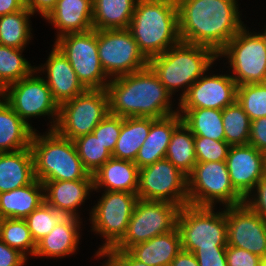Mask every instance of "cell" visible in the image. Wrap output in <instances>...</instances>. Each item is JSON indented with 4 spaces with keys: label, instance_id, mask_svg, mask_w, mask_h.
Returning a JSON list of instances; mask_svg holds the SVG:
<instances>
[{
    "label": "cell",
    "instance_id": "52a82bcc",
    "mask_svg": "<svg viewBox=\"0 0 266 266\" xmlns=\"http://www.w3.org/2000/svg\"><path fill=\"white\" fill-rule=\"evenodd\" d=\"M244 25L223 47L217 57L228 58L231 77L237 85L263 83L266 78V44L260 32Z\"/></svg>",
    "mask_w": 266,
    "mask_h": 266
},
{
    "label": "cell",
    "instance_id": "9a60e30c",
    "mask_svg": "<svg viewBox=\"0 0 266 266\" xmlns=\"http://www.w3.org/2000/svg\"><path fill=\"white\" fill-rule=\"evenodd\" d=\"M137 196L173 203L181 208L188 204L187 176L164 158L139 169Z\"/></svg>",
    "mask_w": 266,
    "mask_h": 266
},
{
    "label": "cell",
    "instance_id": "7bdbcfd3",
    "mask_svg": "<svg viewBox=\"0 0 266 266\" xmlns=\"http://www.w3.org/2000/svg\"><path fill=\"white\" fill-rule=\"evenodd\" d=\"M245 203L266 221V175L245 198Z\"/></svg>",
    "mask_w": 266,
    "mask_h": 266
},
{
    "label": "cell",
    "instance_id": "681fc988",
    "mask_svg": "<svg viewBox=\"0 0 266 266\" xmlns=\"http://www.w3.org/2000/svg\"><path fill=\"white\" fill-rule=\"evenodd\" d=\"M94 256L98 259L108 257L102 266H127L112 250L98 249Z\"/></svg>",
    "mask_w": 266,
    "mask_h": 266
},
{
    "label": "cell",
    "instance_id": "d4e9b609",
    "mask_svg": "<svg viewBox=\"0 0 266 266\" xmlns=\"http://www.w3.org/2000/svg\"><path fill=\"white\" fill-rule=\"evenodd\" d=\"M182 250L178 228L168 233L138 243L127 251L137 260L150 266H170L172 260Z\"/></svg>",
    "mask_w": 266,
    "mask_h": 266
},
{
    "label": "cell",
    "instance_id": "7402d4cb",
    "mask_svg": "<svg viewBox=\"0 0 266 266\" xmlns=\"http://www.w3.org/2000/svg\"><path fill=\"white\" fill-rule=\"evenodd\" d=\"M81 220L77 217L65 216L48 235L36 244L33 257L61 259V257L76 254L81 237L79 232Z\"/></svg>",
    "mask_w": 266,
    "mask_h": 266
},
{
    "label": "cell",
    "instance_id": "f6af8a7d",
    "mask_svg": "<svg viewBox=\"0 0 266 266\" xmlns=\"http://www.w3.org/2000/svg\"><path fill=\"white\" fill-rule=\"evenodd\" d=\"M193 254L199 266H228L226 249L196 250Z\"/></svg>",
    "mask_w": 266,
    "mask_h": 266
},
{
    "label": "cell",
    "instance_id": "f1b7e54d",
    "mask_svg": "<svg viewBox=\"0 0 266 266\" xmlns=\"http://www.w3.org/2000/svg\"><path fill=\"white\" fill-rule=\"evenodd\" d=\"M137 1L93 0V29H128Z\"/></svg>",
    "mask_w": 266,
    "mask_h": 266
},
{
    "label": "cell",
    "instance_id": "8992f818",
    "mask_svg": "<svg viewBox=\"0 0 266 266\" xmlns=\"http://www.w3.org/2000/svg\"><path fill=\"white\" fill-rule=\"evenodd\" d=\"M215 207L185 205L180 208L177 228L181 246L185 251L226 249L227 221L225 207L215 212Z\"/></svg>",
    "mask_w": 266,
    "mask_h": 266
},
{
    "label": "cell",
    "instance_id": "e0dca14e",
    "mask_svg": "<svg viewBox=\"0 0 266 266\" xmlns=\"http://www.w3.org/2000/svg\"><path fill=\"white\" fill-rule=\"evenodd\" d=\"M208 71L193 83L186 95L179 101L178 108L223 110L226 106L236 102L238 85L230 73L214 74Z\"/></svg>",
    "mask_w": 266,
    "mask_h": 266
},
{
    "label": "cell",
    "instance_id": "4fadbf2b",
    "mask_svg": "<svg viewBox=\"0 0 266 266\" xmlns=\"http://www.w3.org/2000/svg\"><path fill=\"white\" fill-rule=\"evenodd\" d=\"M54 45L67 58L86 89H106L111 80L103 70L97 49V30L70 33L57 38Z\"/></svg>",
    "mask_w": 266,
    "mask_h": 266
},
{
    "label": "cell",
    "instance_id": "7a4b0ae2",
    "mask_svg": "<svg viewBox=\"0 0 266 266\" xmlns=\"http://www.w3.org/2000/svg\"><path fill=\"white\" fill-rule=\"evenodd\" d=\"M106 90L109 113L115 116L158 119L178 112V107L173 110L172 95L149 66L112 78Z\"/></svg>",
    "mask_w": 266,
    "mask_h": 266
},
{
    "label": "cell",
    "instance_id": "b9f144b4",
    "mask_svg": "<svg viewBox=\"0 0 266 266\" xmlns=\"http://www.w3.org/2000/svg\"><path fill=\"white\" fill-rule=\"evenodd\" d=\"M226 258L228 266H259L261 262L258 255L229 245L226 246Z\"/></svg>",
    "mask_w": 266,
    "mask_h": 266
},
{
    "label": "cell",
    "instance_id": "f546056e",
    "mask_svg": "<svg viewBox=\"0 0 266 266\" xmlns=\"http://www.w3.org/2000/svg\"><path fill=\"white\" fill-rule=\"evenodd\" d=\"M182 123L194 136L225 141L222 110L210 108H178Z\"/></svg>",
    "mask_w": 266,
    "mask_h": 266
},
{
    "label": "cell",
    "instance_id": "60d3db41",
    "mask_svg": "<svg viewBox=\"0 0 266 266\" xmlns=\"http://www.w3.org/2000/svg\"><path fill=\"white\" fill-rule=\"evenodd\" d=\"M122 128V117L108 114L93 130V135L100 140L111 154L115 149Z\"/></svg>",
    "mask_w": 266,
    "mask_h": 266
},
{
    "label": "cell",
    "instance_id": "f5cc1de1",
    "mask_svg": "<svg viewBox=\"0 0 266 266\" xmlns=\"http://www.w3.org/2000/svg\"><path fill=\"white\" fill-rule=\"evenodd\" d=\"M259 266H266V256L261 258V262Z\"/></svg>",
    "mask_w": 266,
    "mask_h": 266
},
{
    "label": "cell",
    "instance_id": "83f0119b",
    "mask_svg": "<svg viewBox=\"0 0 266 266\" xmlns=\"http://www.w3.org/2000/svg\"><path fill=\"white\" fill-rule=\"evenodd\" d=\"M44 201L43 183L35 179L29 185L0 193V214L4 218L24 219Z\"/></svg>",
    "mask_w": 266,
    "mask_h": 266
},
{
    "label": "cell",
    "instance_id": "44dd1931",
    "mask_svg": "<svg viewBox=\"0 0 266 266\" xmlns=\"http://www.w3.org/2000/svg\"><path fill=\"white\" fill-rule=\"evenodd\" d=\"M92 16L93 0H57L45 19L57 28V39L66 34L93 29Z\"/></svg>",
    "mask_w": 266,
    "mask_h": 266
},
{
    "label": "cell",
    "instance_id": "11a10c76",
    "mask_svg": "<svg viewBox=\"0 0 266 266\" xmlns=\"http://www.w3.org/2000/svg\"><path fill=\"white\" fill-rule=\"evenodd\" d=\"M4 219L5 218L0 214V235H1L2 224H3Z\"/></svg>",
    "mask_w": 266,
    "mask_h": 266
},
{
    "label": "cell",
    "instance_id": "ab89813d",
    "mask_svg": "<svg viewBox=\"0 0 266 266\" xmlns=\"http://www.w3.org/2000/svg\"><path fill=\"white\" fill-rule=\"evenodd\" d=\"M197 163L226 161L230 145L225 141H215L194 136Z\"/></svg>",
    "mask_w": 266,
    "mask_h": 266
},
{
    "label": "cell",
    "instance_id": "6da1fadb",
    "mask_svg": "<svg viewBox=\"0 0 266 266\" xmlns=\"http://www.w3.org/2000/svg\"><path fill=\"white\" fill-rule=\"evenodd\" d=\"M238 0H176L180 41L218 54L244 26Z\"/></svg>",
    "mask_w": 266,
    "mask_h": 266
},
{
    "label": "cell",
    "instance_id": "d590c367",
    "mask_svg": "<svg viewBox=\"0 0 266 266\" xmlns=\"http://www.w3.org/2000/svg\"><path fill=\"white\" fill-rule=\"evenodd\" d=\"M0 239L11 248L18 250L27 259L34 256L36 244L33 241L25 219L5 218Z\"/></svg>",
    "mask_w": 266,
    "mask_h": 266
},
{
    "label": "cell",
    "instance_id": "277c9868",
    "mask_svg": "<svg viewBox=\"0 0 266 266\" xmlns=\"http://www.w3.org/2000/svg\"><path fill=\"white\" fill-rule=\"evenodd\" d=\"M217 59V54L210 48L180 41L148 60V66L171 95L181 89L180 101Z\"/></svg>",
    "mask_w": 266,
    "mask_h": 266
},
{
    "label": "cell",
    "instance_id": "4316f807",
    "mask_svg": "<svg viewBox=\"0 0 266 266\" xmlns=\"http://www.w3.org/2000/svg\"><path fill=\"white\" fill-rule=\"evenodd\" d=\"M33 133L0 95V153L30 148Z\"/></svg>",
    "mask_w": 266,
    "mask_h": 266
},
{
    "label": "cell",
    "instance_id": "d6a6232c",
    "mask_svg": "<svg viewBox=\"0 0 266 266\" xmlns=\"http://www.w3.org/2000/svg\"><path fill=\"white\" fill-rule=\"evenodd\" d=\"M165 158L187 177L192 173L197 163L194 135L183 123L172 133Z\"/></svg>",
    "mask_w": 266,
    "mask_h": 266
},
{
    "label": "cell",
    "instance_id": "2e32d148",
    "mask_svg": "<svg viewBox=\"0 0 266 266\" xmlns=\"http://www.w3.org/2000/svg\"><path fill=\"white\" fill-rule=\"evenodd\" d=\"M227 245L266 256V221L246 203L226 206Z\"/></svg>",
    "mask_w": 266,
    "mask_h": 266
},
{
    "label": "cell",
    "instance_id": "3957f363",
    "mask_svg": "<svg viewBox=\"0 0 266 266\" xmlns=\"http://www.w3.org/2000/svg\"><path fill=\"white\" fill-rule=\"evenodd\" d=\"M128 30L147 60L180 42L176 0H138Z\"/></svg>",
    "mask_w": 266,
    "mask_h": 266
},
{
    "label": "cell",
    "instance_id": "cb8c5ba5",
    "mask_svg": "<svg viewBox=\"0 0 266 266\" xmlns=\"http://www.w3.org/2000/svg\"><path fill=\"white\" fill-rule=\"evenodd\" d=\"M139 168L129 160L111 157L93 174L94 191L138 192Z\"/></svg>",
    "mask_w": 266,
    "mask_h": 266
},
{
    "label": "cell",
    "instance_id": "db71d44e",
    "mask_svg": "<svg viewBox=\"0 0 266 266\" xmlns=\"http://www.w3.org/2000/svg\"><path fill=\"white\" fill-rule=\"evenodd\" d=\"M265 28L263 29V32L261 31L260 34L262 35V37L265 39V44H266V26H264Z\"/></svg>",
    "mask_w": 266,
    "mask_h": 266
},
{
    "label": "cell",
    "instance_id": "74e56055",
    "mask_svg": "<svg viewBox=\"0 0 266 266\" xmlns=\"http://www.w3.org/2000/svg\"><path fill=\"white\" fill-rule=\"evenodd\" d=\"M236 101L251 121L266 117V85L264 83L238 85Z\"/></svg>",
    "mask_w": 266,
    "mask_h": 266
},
{
    "label": "cell",
    "instance_id": "8fae6325",
    "mask_svg": "<svg viewBox=\"0 0 266 266\" xmlns=\"http://www.w3.org/2000/svg\"><path fill=\"white\" fill-rule=\"evenodd\" d=\"M180 207L165 201L138 198L127 231L111 250H128L177 227Z\"/></svg>",
    "mask_w": 266,
    "mask_h": 266
},
{
    "label": "cell",
    "instance_id": "bcb514c9",
    "mask_svg": "<svg viewBox=\"0 0 266 266\" xmlns=\"http://www.w3.org/2000/svg\"><path fill=\"white\" fill-rule=\"evenodd\" d=\"M27 258L0 239V266H24Z\"/></svg>",
    "mask_w": 266,
    "mask_h": 266
},
{
    "label": "cell",
    "instance_id": "8d00e7d4",
    "mask_svg": "<svg viewBox=\"0 0 266 266\" xmlns=\"http://www.w3.org/2000/svg\"><path fill=\"white\" fill-rule=\"evenodd\" d=\"M73 142L84 167L92 175L112 157L93 133L77 137Z\"/></svg>",
    "mask_w": 266,
    "mask_h": 266
},
{
    "label": "cell",
    "instance_id": "7c38bea8",
    "mask_svg": "<svg viewBox=\"0 0 266 266\" xmlns=\"http://www.w3.org/2000/svg\"><path fill=\"white\" fill-rule=\"evenodd\" d=\"M138 196L125 191H104L90 210L93 233L100 234L103 244L98 249L111 250L125 235Z\"/></svg>",
    "mask_w": 266,
    "mask_h": 266
},
{
    "label": "cell",
    "instance_id": "4dcf8cb0",
    "mask_svg": "<svg viewBox=\"0 0 266 266\" xmlns=\"http://www.w3.org/2000/svg\"><path fill=\"white\" fill-rule=\"evenodd\" d=\"M150 128L149 117H122V128L112 157L134 162Z\"/></svg>",
    "mask_w": 266,
    "mask_h": 266
},
{
    "label": "cell",
    "instance_id": "ba28073f",
    "mask_svg": "<svg viewBox=\"0 0 266 266\" xmlns=\"http://www.w3.org/2000/svg\"><path fill=\"white\" fill-rule=\"evenodd\" d=\"M188 179V204L237 206L245 199L231 184L226 161L196 163Z\"/></svg>",
    "mask_w": 266,
    "mask_h": 266
},
{
    "label": "cell",
    "instance_id": "603a6c76",
    "mask_svg": "<svg viewBox=\"0 0 266 266\" xmlns=\"http://www.w3.org/2000/svg\"><path fill=\"white\" fill-rule=\"evenodd\" d=\"M181 123L182 117L178 112L163 118H151L148 136L134 161L139 169L165 158L172 133Z\"/></svg>",
    "mask_w": 266,
    "mask_h": 266
},
{
    "label": "cell",
    "instance_id": "1f68e13d",
    "mask_svg": "<svg viewBox=\"0 0 266 266\" xmlns=\"http://www.w3.org/2000/svg\"><path fill=\"white\" fill-rule=\"evenodd\" d=\"M31 15L33 14L25 6L22 10L0 16V45L18 49L26 48L33 37Z\"/></svg>",
    "mask_w": 266,
    "mask_h": 266
},
{
    "label": "cell",
    "instance_id": "5b68a950",
    "mask_svg": "<svg viewBox=\"0 0 266 266\" xmlns=\"http://www.w3.org/2000/svg\"><path fill=\"white\" fill-rule=\"evenodd\" d=\"M40 134L35 130L30 144L35 179L40 182L93 179L79 158L73 140L55 130Z\"/></svg>",
    "mask_w": 266,
    "mask_h": 266
},
{
    "label": "cell",
    "instance_id": "484cf974",
    "mask_svg": "<svg viewBox=\"0 0 266 266\" xmlns=\"http://www.w3.org/2000/svg\"><path fill=\"white\" fill-rule=\"evenodd\" d=\"M35 180L30 148L0 153V193L15 190Z\"/></svg>",
    "mask_w": 266,
    "mask_h": 266
},
{
    "label": "cell",
    "instance_id": "ac0fdd59",
    "mask_svg": "<svg viewBox=\"0 0 266 266\" xmlns=\"http://www.w3.org/2000/svg\"><path fill=\"white\" fill-rule=\"evenodd\" d=\"M226 165L232 186L245 199L266 175V154L249 144L230 146Z\"/></svg>",
    "mask_w": 266,
    "mask_h": 266
},
{
    "label": "cell",
    "instance_id": "f35d334b",
    "mask_svg": "<svg viewBox=\"0 0 266 266\" xmlns=\"http://www.w3.org/2000/svg\"><path fill=\"white\" fill-rule=\"evenodd\" d=\"M65 215L56 211L45 201L29 214L25 219L30 230L31 237L37 244L43 237L48 235Z\"/></svg>",
    "mask_w": 266,
    "mask_h": 266
},
{
    "label": "cell",
    "instance_id": "f907efd6",
    "mask_svg": "<svg viewBox=\"0 0 266 266\" xmlns=\"http://www.w3.org/2000/svg\"><path fill=\"white\" fill-rule=\"evenodd\" d=\"M25 0H0V16L22 10Z\"/></svg>",
    "mask_w": 266,
    "mask_h": 266
},
{
    "label": "cell",
    "instance_id": "c3c4849f",
    "mask_svg": "<svg viewBox=\"0 0 266 266\" xmlns=\"http://www.w3.org/2000/svg\"><path fill=\"white\" fill-rule=\"evenodd\" d=\"M170 266H199V264L192 252L182 249L172 260Z\"/></svg>",
    "mask_w": 266,
    "mask_h": 266
},
{
    "label": "cell",
    "instance_id": "5bb4252c",
    "mask_svg": "<svg viewBox=\"0 0 266 266\" xmlns=\"http://www.w3.org/2000/svg\"><path fill=\"white\" fill-rule=\"evenodd\" d=\"M97 49L101 66L110 79L148 66L128 29L97 30Z\"/></svg>",
    "mask_w": 266,
    "mask_h": 266
},
{
    "label": "cell",
    "instance_id": "ee69618b",
    "mask_svg": "<svg viewBox=\"0 0 266 266\" xmlns=\"http://www.w3.org/2000/svg\"><path fill=\"white\" fill-rule=\"evenodd\" d=\"M248 144L266 154V117L251 121Z\"/></svg>",
    "mask_w": 266,
    "mask_h": 266
},
{
    "label": "cell",
    "instance_id": "d6986e66",
    "mask_svg": "<svg viewBox=\"0 0 266 266\" xmlns=\"http://www.w3.org/2000/svg\"><path fill=\"white\" fill-rule=\"evenodd\" d=\"M35 69L40 75L45 73L44 79L59 106L87 90L79 81L67 58L54 44L47 61L35 66Z\"/></svg>",
    "mask_w": 266,
    "mask_h": 266
},
{
    "label": "cell",
    "instance_id": "7dc6e473",
    "mask_svg": "<svg viewBox=\"0 0 266 266\" xmlns=\"http://www.w3.org/2000/svg\"><path fill=\"white\" fill-rule=\"evenodd\" d=\"M57 0H25V6L34 14L37 12L44 19L54 9Z\"/></svg>",
    "mask_w": 266,
    "mask_h": 266
},
{
    "label": "cell",
    "instance_id": "816d5d0a",
    "mask_svg": "<svg viewBox=\"0 0 266 266\" xmlns=\"http://www.w3.org/2000/svg\"><path fill=\"white\" fill-rule=\"evenodd\" d=\"M127 266H150L135 259L127 250H112Z\"/></svg>",
    "mask_w": 266,
    "mask_h": 266
},
{
    "label": "cell",
    "instance_id": "9c48e42d",
    "mask_svg": "<svg viewBox=\"0 0 266 266\" xmlns=\"http://www.w3.org/2000/svg\"><path fill=\"white\" fill-rule=\"evenodd\" d=\"M109 114V96L106 89H87L59 106L54 130L70 140L90 134Z\"/></svg>",
    "mask_w": 266,
    "mask_h": 266
},
{
    "label": "cell",
    "instance_id": "e575fe53",
    "mask_svg": "<svg viewBox=\"0 0 266 266\" xmlns=\"http://www.w3.org/2000/svg\"><path fill=\"white\" fill-rule=\"evenodd\" d=\"M225 142L230 146L248 144L251 120L236 101L222 110Z\"/></svg>",
    "mask_w": 266,
    "mask_h": 266
},
{
    "label": "cell",
    "instance_id": "30bf717a",
    "mask_svg": "<svg viewBox=\"0 0 266 266\" xmlns=\"http://www.w3.org/2000/svg\"><path fill=\"white\" fill-rule=\"evenodd\" d=\"M37 74L35 69L29 76L9 85L0 95L34 131L37 129L32 127L29 119L40 116H48V119L52 120L48 130H54L59 105L54 101L44 76Z\"/></svg>",
    "mask_w": 266,
    "mask_h": 266
},
{
    "label": "cell",
    "instance_id": "ffe728a7",
    "mask_svg": "<svg viewBox=\"0 0 266 266\" xmlns=\"http://www.w3.org/2000/svg\"><path fill=\"white\" fill-rule=\"evenodd\" d=\"M42 183L44 199L48 205L65 216L82 219L77 209L85 203L87 198L89 199V194L94 191L93 179Z\"/></svg>",
    "mask_w": 266,
    "mask_h": 266
},
{
    "label": "cell",
    "instance_id": "836d02e7",
    "mask_svg": "<svg viewBox=\"0 0 266 266\" xmlns=\"http://www.w3.org/2000/svg\"><path fill=\"white\" fill-rule=\"evenodd\" d=\"M24 50L0 45V93L35 70L22 55Z\"/></svg>",
    "mask_w": 266,
    "mask_h": 266
}]
</instances>
